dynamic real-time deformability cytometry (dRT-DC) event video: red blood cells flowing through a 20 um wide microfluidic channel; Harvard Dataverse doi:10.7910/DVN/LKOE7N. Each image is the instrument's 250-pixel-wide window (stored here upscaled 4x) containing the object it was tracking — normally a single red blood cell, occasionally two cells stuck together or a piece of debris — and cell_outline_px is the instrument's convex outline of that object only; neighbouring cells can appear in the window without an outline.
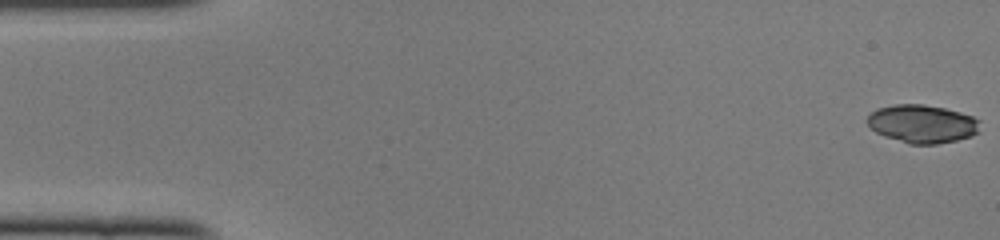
{"species": "common noctule bat (a hibernating species)", "species_latin": "Nyctalus noctula", "temperature_condition": "cold", "stored_images_in_passage": 11, "camera_frame_rate_fps": 3000, "um_per_image_px": 0.085, "animal": {"sex": "female", "body_mass_g": 22.0, "forearm_length_mm": 56.7}, "frame": {"image": 1, "passage_image": 1, "time_ms": 0.0, "image_size_px": [1000, 240], "cell_outline_px": [[980, 120], [976, 132], [972, 136], [956, 140], [936, 144], [908, 144], [884, 136], [876, 132], [864, 120], [876, 108], [896, 104], [924, 104], [944, 108], [960, 112], [972, 116]], "centroid_in_image_um": [78.35, 10.52], "position_along_channel_um": 6.6, "area_um2": 25.09}}